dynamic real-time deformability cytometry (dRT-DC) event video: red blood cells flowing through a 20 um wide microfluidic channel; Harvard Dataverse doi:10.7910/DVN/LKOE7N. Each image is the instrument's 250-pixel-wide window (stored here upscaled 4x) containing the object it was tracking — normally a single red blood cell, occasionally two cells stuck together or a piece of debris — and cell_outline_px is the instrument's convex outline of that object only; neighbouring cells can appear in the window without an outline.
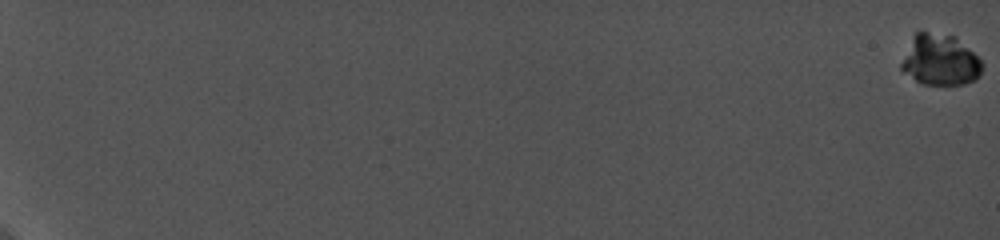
{"species": "common noctule bat (a hibernating species)", "species_latin": "Nyctalus noctula", "temperature_condition": "cold", "stored_images_in_passage": 87, "camera_frame_rate_fps": 5000, "um_per_image_px": 0.085, "animal": {"sex": "female", "body_mass_g": 19.0, "forearm_length_mm": 56.7}, "frame": {"image": 1, "passage_image": 1, "time_ms": 0.0, "image_size_px": [1000, 240], "cell_outline_px": [[984, 64], [980, 76], [976, 80], [964, 84], [920, 84], [904, 72], [900, 68], [900, 64], [912, 36], [920, 28], [956, 36]], "centroid_in_image_um": [79.89, 5.07], "position_along_channel_um": 5.1, "area_um2": 24.51}}
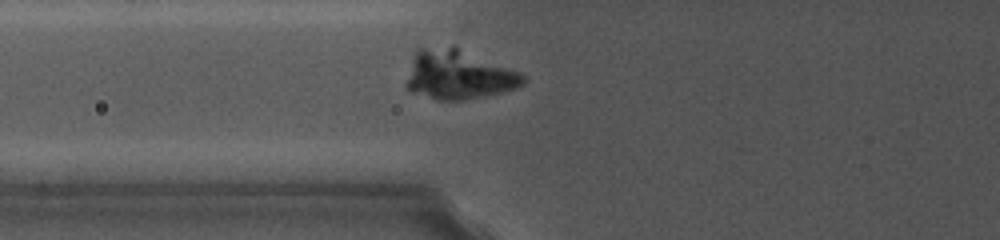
{"frame": {"image": 2, "passage_image": 46, "time_ms": 9.6, "image_size_px": [1000, 240], "cell_outline_px": [[524, 84], [516, 88], [484, 96], [464, 100], [436, 100], [412, 92], [404, 88], [404, 84], [416, 52], [420, 48], [452, 44], [520, 72], [524, 76]], "centroid_in_image_um": [38.94, 6.34], "position_along_channel_um": 86.9, "area_um2": 33.87}}
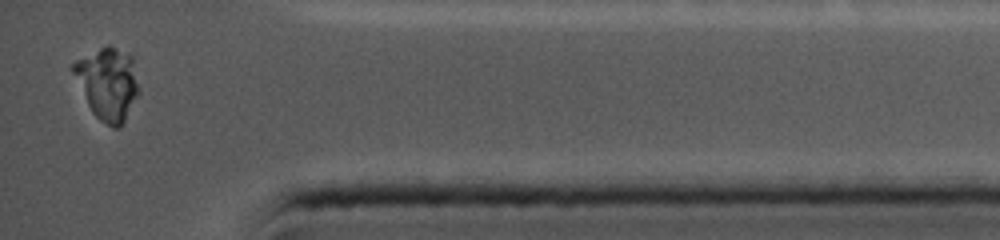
{"frame": {"image": 3, "passage_image": 86, "time_ms": 18.8, "image_size_px": [1000, 240], "cell_outline_px": [[140, 92], [120, 128], [112, 128], [100, 120], [92, 112], [68, 68], [76, 60], [108, 44], [128, 52], [132, 56], [140, 88]], "centroid_in_image_um": [9.15, 7.09], "position_along_channel_um": 426.1, "area_um2": 27.98}}